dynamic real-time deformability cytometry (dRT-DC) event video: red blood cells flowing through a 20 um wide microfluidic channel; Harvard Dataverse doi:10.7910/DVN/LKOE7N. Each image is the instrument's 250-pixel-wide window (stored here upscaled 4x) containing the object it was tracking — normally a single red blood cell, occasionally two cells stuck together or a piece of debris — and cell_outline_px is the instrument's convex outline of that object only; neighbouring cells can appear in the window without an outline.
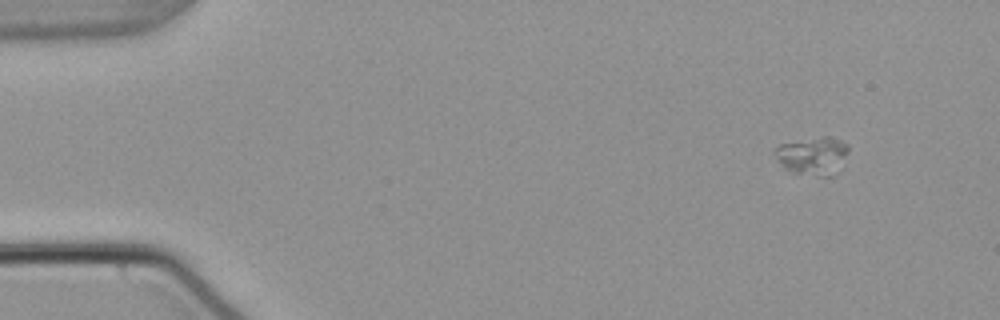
{"species": "common noctule bat (a hibernating species)", "species_latin": "Nyctalus noctula", "temperature_condition": "warm", "stored_images_in_passage": 50, "camera_frame_rate_fps": 3000, "um_per_image_px": 0.085, "animal": {"sex": "male", "body_mass_g": 21.5, "forearm_length_mm": 52.0}, "frame": {"image": 1, "passage_image": 1, "time_ms": 0.0, "image_size_px": [1000, 320], "cell_outline_px": [[848, 152], [840, 172], [832, 176], [816, 176], [796, 172], [788, 168], [772, 152], [780, 144], [824, 136], [828, 136], [840, 140], [848, 144]], "centroid_in_image_um": [69.18, 13.24], "position_along_channel_um": 15.8, "area_um2": 16.07}}
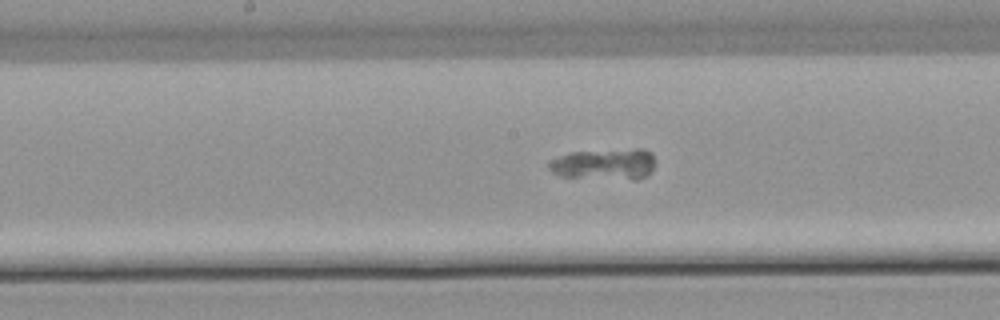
{"frame": {"image": 2, "passage_image": 24, "time_ms": 7.667, "image_size_px": [1000, 320], "cell_outline_px": [[656, 160], [648, 176], [636, 180], [632, 180], [560, 176], [552, 172], [548, 168], [548, 160], [568, 152], [636, 148], [644, 148], [652, 152]], "centroid_in_image_um": [51.4, 13.94], "position_along_channel_um": 196.8, "area_um2": 19.94}}
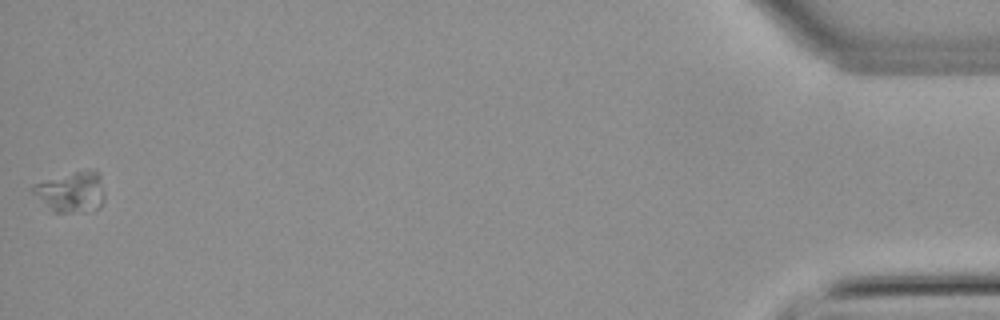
{"frame": {"image": 3, "passage_image": 50, "time_ms": 16.333, "image_size_px": [1000, 320], "cell_outline_px": [[104, 200], [92, 212], [56, 212], [32, 192], [32, 188], [36, 184], [76, 172], [96, 172], [100, 176], [104, 192]], "centroid_in_image_um": [6.12, 16.36], "position_along_channel_um": 429.1, "area_um2": 16.01}}